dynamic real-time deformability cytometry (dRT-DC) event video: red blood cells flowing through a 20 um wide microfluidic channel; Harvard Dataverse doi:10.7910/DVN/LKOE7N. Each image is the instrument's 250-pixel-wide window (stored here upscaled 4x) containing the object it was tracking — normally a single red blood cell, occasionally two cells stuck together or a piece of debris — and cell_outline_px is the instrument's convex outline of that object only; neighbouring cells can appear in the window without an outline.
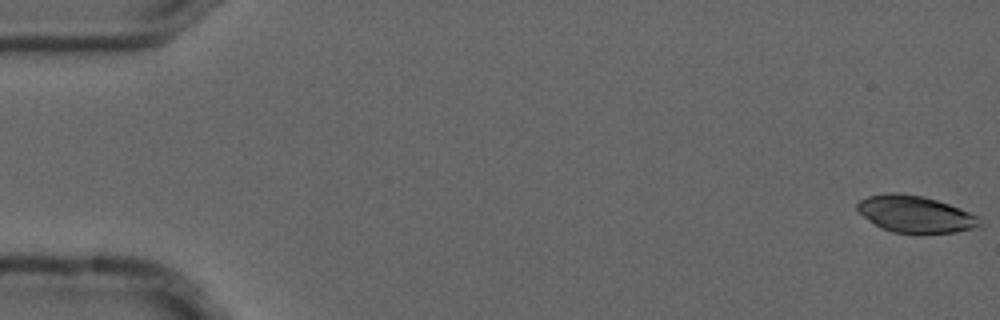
{"species": "common noctule bat (a hibernating species)", "species_latin": "Nyctalus noctula", "temperature_condition": "cold", "stored_images_in_passage": 11, "camera_frame_rate_fps": 3000, "um_per_image_px": 0.085, "animal": {"sex": "male", "forearm_length_mm": 52.5}, "frame": {"image": 1, "passage_image": 1, "time_ms": 0.0, "image_size_px": [1000, 320], "cell_outline_px": [[980, 224], [972, 228], [956, 232], [892, 232], [880, 228], [864, 216], [856, 208], [856, 204], [860, 200], [868, 196], [888, 192], [896, 192], [924, 196], [960, 208], [980, 216]], "centroid_in_image_um": [77.78, 18.18], "position_along_channel_um": 7.2, "area_um2": 25.95}}
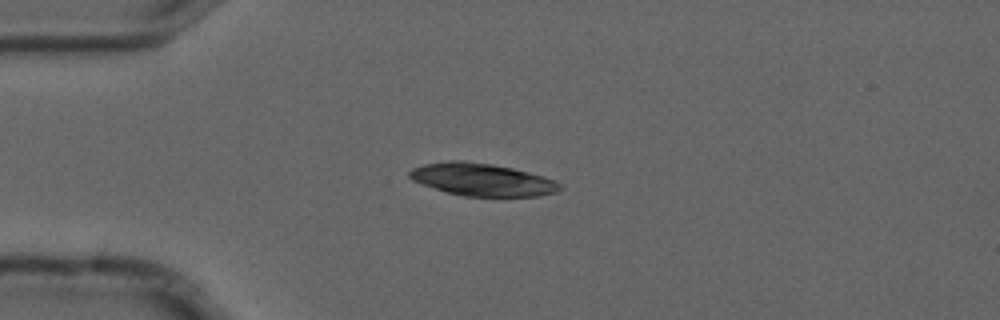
{"frame": {"image": 2, "passage_image": 4, "time_ms": 1.0, "image_size_px": [1000, 320], "cell_outline_px": [[564, 188], [556, 192], [536, 196], [464, 196], [448, 192], [412, 180], [408, 176], [408, 172], [412, 168], [424, 164], [448, 160], [464, 160], [492, 164], [512, 168], [544, 176], [556, 180], [564, 184]], "centroid_in_image_um": [41.03, 15.25], "position_along_channel_um": 44.0, "area_um2": 28.55}}
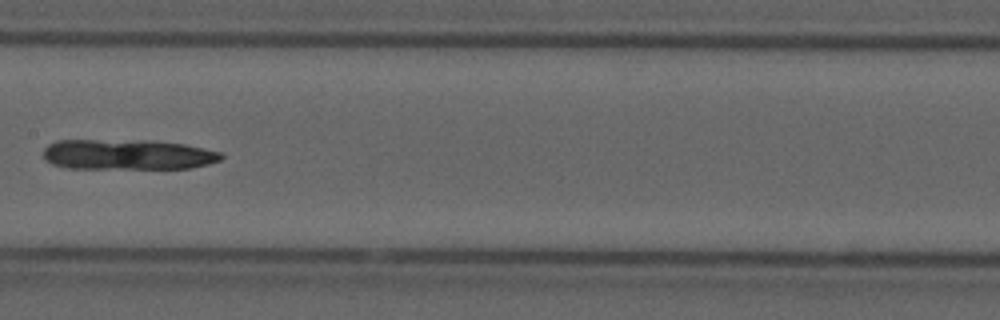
{"frame": {"image": 3, "passage_image": 8, "time_ms": 2.333, "image_size_px": [1000, 320], "cell_outline_px": [[224, 156], [220, 160], [208, 164], [192, 168], [64, 168], [52, 164], [44, 160], [44, 148], [48, 144], [56, 140], [148, 140], [184, 144], [204, 148], [220, 152]], "centroid_in_image_um": [10.81, 13.13], "position_along_channel_um": 196.6, "area_um2": 31.62}}